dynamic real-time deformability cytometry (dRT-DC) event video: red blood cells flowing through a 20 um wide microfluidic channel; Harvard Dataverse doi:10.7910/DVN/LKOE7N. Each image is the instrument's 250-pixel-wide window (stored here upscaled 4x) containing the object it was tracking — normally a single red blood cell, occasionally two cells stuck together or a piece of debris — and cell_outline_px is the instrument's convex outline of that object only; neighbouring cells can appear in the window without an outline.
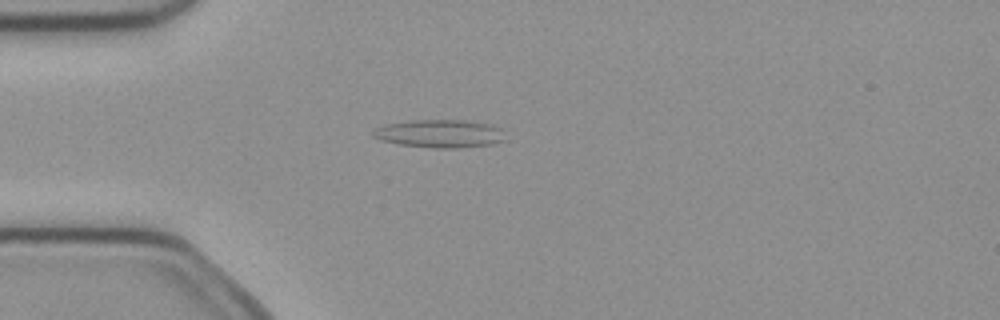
{"species": "common noctule bat (a hibernating species)", "species_latin": "Nyctalus noctula", "temperature_condition": "cold", "stored_images_in_passage": 5, "camera_frame_rate_fps": 3000, "um_per_image_px": 0.085, "animal": {"sex": "female", "body_mass_g": 21.9}, "frame": {"image": 1, "passage_image": 4, "time_ms": 1.0, "image_size_px": [1000, 320], "cell_outline_px": [[508, 140], [492, 144], [460, 148], [432, 148], [400, 144], [380, 140], [372, 136], [372, 132], [376, 128], [384, 124], [408, 120], [468, 120], [488, 124], [500, 128]], "centroid_in_image_um": [37.39, 11.36], "position_along_channel_um": 47.6, "area_um2": 21.85}}